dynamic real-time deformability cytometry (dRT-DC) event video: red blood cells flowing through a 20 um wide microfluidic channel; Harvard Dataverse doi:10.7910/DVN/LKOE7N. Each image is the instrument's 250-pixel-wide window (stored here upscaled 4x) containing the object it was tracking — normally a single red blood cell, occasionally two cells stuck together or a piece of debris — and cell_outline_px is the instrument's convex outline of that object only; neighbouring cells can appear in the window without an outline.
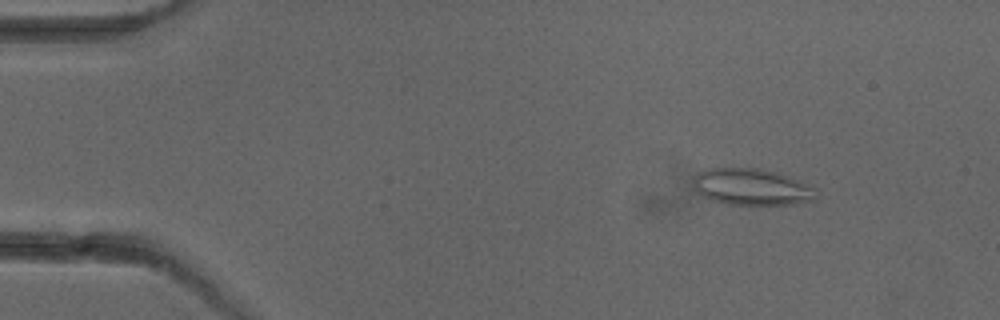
{"species": "common noctule bat (a hibernating species)", "species_latin": "Nyctalus noctula", "temperature_condition": "cold", "stored_images_in_passage": 4, "camera_frame_rate_fps": 3000, "um_per_image_px": 0.085, "animal": {"sex": "female"}, "frame": {"image": 1, "passage_image": 2, "time_ms": 1.0, "image_size_px": [1000, 320], "cell_outline_px": [[816, 200], [796, 204], [728, 204], [712, 200], [696, 192], [692, 184], [692, 180], [700, 172], [712, 168], [760, 168], [780, 172], [816, 188]], "centroid_in_image_um": [63.92, 15.88], "position_along_channel_um": 21.1, "area_um2": 26.3}}